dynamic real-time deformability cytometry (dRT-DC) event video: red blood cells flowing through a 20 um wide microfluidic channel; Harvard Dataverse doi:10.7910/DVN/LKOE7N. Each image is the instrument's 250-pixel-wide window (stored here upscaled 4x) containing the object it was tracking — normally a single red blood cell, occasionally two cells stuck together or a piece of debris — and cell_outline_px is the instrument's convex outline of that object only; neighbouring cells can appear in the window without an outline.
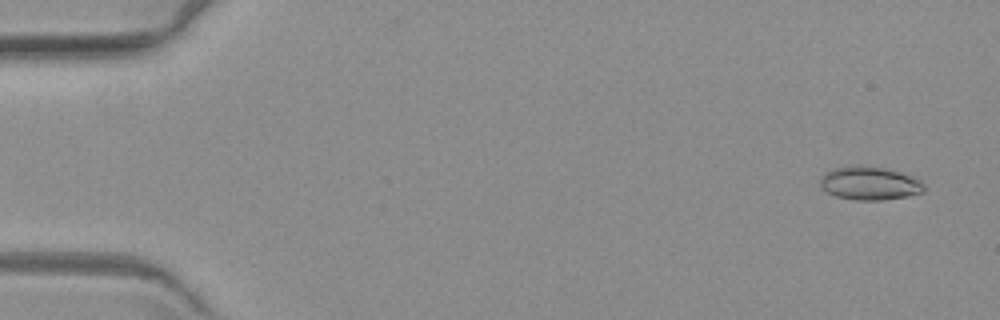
{"species": "common noctule bat (a hibernating species)", "species_latin": "Nyctalus noctula", "temperature_condition": "warm", "stored_images_in_passage": 5, "camera_frame_rate_fps": 3000, "um_per_image_px": 0.085, "animal": {"sex": "female", "body_mass_g": 19.3, "forearm_length_mm": 54.1}, "frame": {"image": 1, "passage_image": 1, "time_ms": 0.0, "image_size_px": [1000, 320], "cell_outline_px": [[924, 192], [908, 196], [884, 200], [856, 200], [836, 196], [820, 188], [820, 180], [824, 172], [836, 168], [860, 164], [884, 168], [900, 172], [920, 180], [924, 184]], "centroid_in_image_um": [73.91, 15.58], "position_along_channel_um": 11.1, "area_um2": 20.29}}
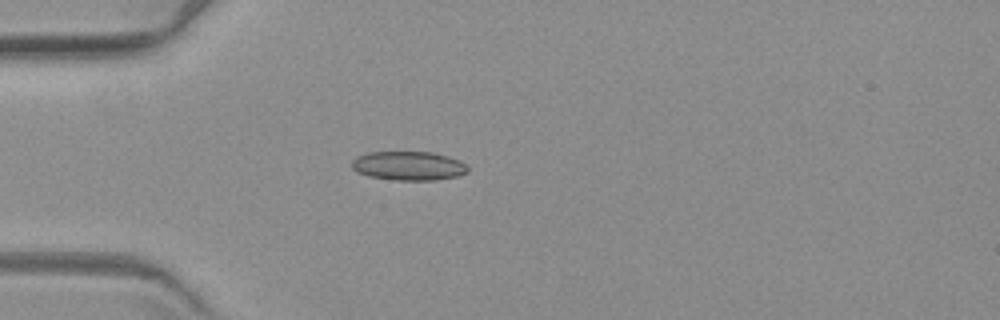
{"frame": {"image": 2, "passage_image": 4, "time_ms": 4.667, "image_size_px": [1000, 320], "cell_outline_px": [[468, 172], [456, 176], [436, 180], [392, 180], [368, 176], [356, 172], [352, 168], [352, 160], [356, 156], [368, 152], [432, 152], [448, 156], [460, 160], [468, 168]], "centroid_in_image_um": [34.7, 14.09], "position_along_channel_um": 50.3, "area_um2": 19.71}}